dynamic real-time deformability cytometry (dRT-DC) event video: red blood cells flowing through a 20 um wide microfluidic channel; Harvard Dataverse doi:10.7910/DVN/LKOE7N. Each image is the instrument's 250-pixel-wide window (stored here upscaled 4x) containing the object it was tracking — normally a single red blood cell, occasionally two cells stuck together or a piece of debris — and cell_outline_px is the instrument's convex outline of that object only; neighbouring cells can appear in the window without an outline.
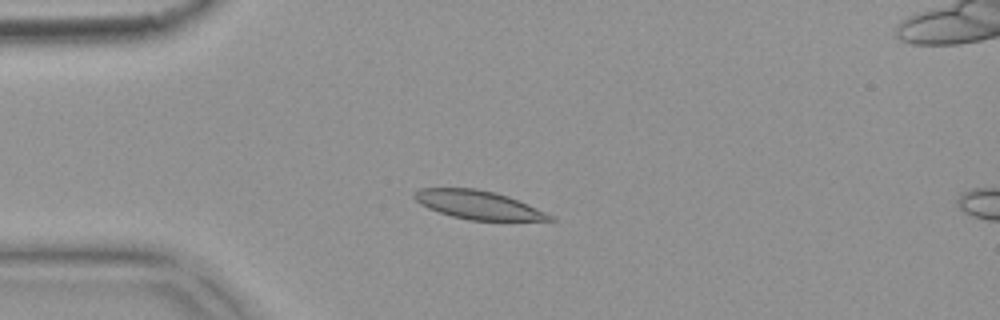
{"species": "common noctule bat (a hibernating species)", "species_latin": "Nyctalus noctula", "temperature_condition": "warm", "stored_images_in_passage": 4, "camera_frame_rate_fps": 3000, "um_per_image_px": 0.085, "animal": {"sex": "female", "body_mass_g": 18.4}, "frame": {"image": 1, "passage_image": 3, "time_ms": 0.667, "image_size_px": [1000, 320], "cell_outline_px": [[556, 220], [468, 220], [452, 216], [428, 208], [420, 204], [412, 196], [412, 192], [420, 188], [476, 188], [508, 196], [528, 204], [552, 216]], "centroid_in_image_um": [40.58, 17.4], "position_along_channel_um": 44.4, "area_um2": 22.25}}